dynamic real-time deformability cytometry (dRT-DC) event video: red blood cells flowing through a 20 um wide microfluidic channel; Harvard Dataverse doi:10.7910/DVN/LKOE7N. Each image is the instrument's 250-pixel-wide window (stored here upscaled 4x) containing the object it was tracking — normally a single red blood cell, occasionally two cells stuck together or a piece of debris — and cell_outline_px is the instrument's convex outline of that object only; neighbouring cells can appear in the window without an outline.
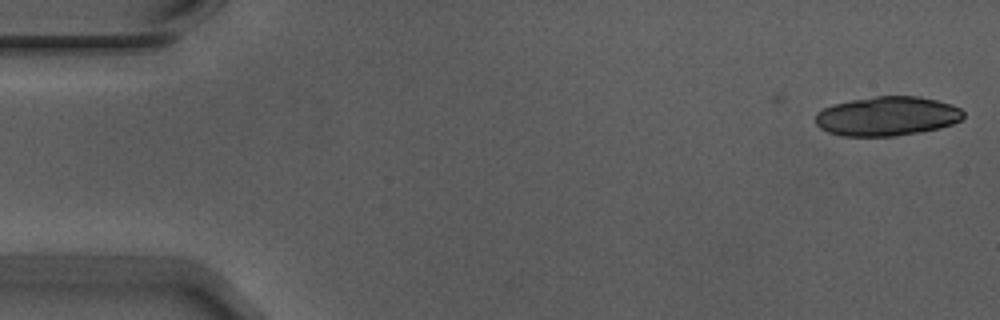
{"species": "Egyptian fruit bat (a non-hibernating species)", "species_latin": "Rousettus aegyptiacus", "temperature_condition": "warm", "stored_images_in_passage": 2, "camera_frame_rate_fps": 3000, "um_per_image_px": 0.085, "animal": {"sex": "male"}, "frame": {"image": 1, "passage_image": 2, "time_ms": 0.333, "image_size_px": [1000, 320], "cell_outline_px": [[964, 116], [960, 120], [952, 124], [940, 128], [920, 132], [896, 136], [840, 136], [828, 132], [820, 128], [816, 124], [816, 112], [832, 104], [852, 100], [876, 96], [920, 96], [952, 104], [960, 108], [964, 112]], "centroid_in_image_um": [75.4, 9.88], "position_along_channel_um": 9.6, "area_um2": 34.04}}